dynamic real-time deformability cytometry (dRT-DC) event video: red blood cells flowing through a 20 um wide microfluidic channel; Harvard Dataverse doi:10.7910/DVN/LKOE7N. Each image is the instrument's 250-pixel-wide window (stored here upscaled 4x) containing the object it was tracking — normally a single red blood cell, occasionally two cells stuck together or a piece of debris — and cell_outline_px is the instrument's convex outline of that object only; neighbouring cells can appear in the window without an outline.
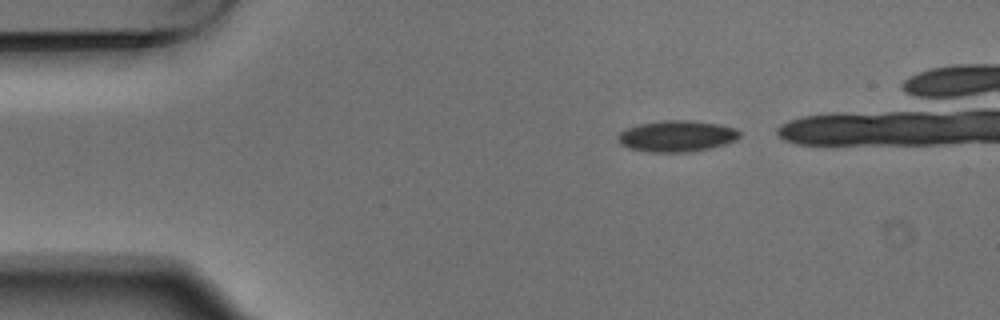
{"species": "Egyptian fruit bat (a non-hibernating species)", "species_latin": "Rousettus aegyptiacus", "temperature_condition": "warm", "stored_images_in_passage": 4, "camera_frame_rate_fps": 3000, "um_per_image_px": 0.085, "animal": {"sex": "male"}, "frame": {"image": 1, "passage_image": 1, "time_ms": 0.0, "image_size_px": [1000, 320], "cell_outline_px": [[740, 136], [736, 140], [724, 144], [708, 148], [688, 152], [648, 152], [628, 148], [620, 144], [616, 140], [616, 136], [624, 128], [640, 124], [660, 120], [692, 120], [716, 124], [736, 128], [740, 132]], "centroid_in_image_um": [57.47, 11.56], "position_along_channel_um": 27.5, "area_um2": 22.31}}